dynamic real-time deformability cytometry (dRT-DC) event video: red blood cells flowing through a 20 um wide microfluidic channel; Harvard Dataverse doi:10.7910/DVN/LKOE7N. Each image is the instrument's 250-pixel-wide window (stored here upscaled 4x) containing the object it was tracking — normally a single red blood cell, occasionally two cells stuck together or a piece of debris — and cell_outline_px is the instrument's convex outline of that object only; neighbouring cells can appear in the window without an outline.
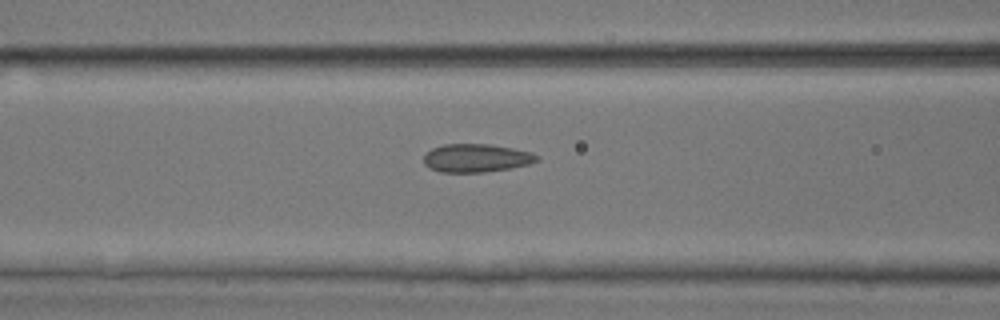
{"species": "common noctule bat (a hibernating species)", "species_latin": "Nyctalus noctula", "temperature_condition": "room temperature", "stored_images_in_passage": 35, "camera_frame_rate_fps": 3000, "um_per_image_px": 0.085, "animal": {"sex": "male", "body_mass_g": 17.9, "forearm_length_mm": 54.2}, "frame": {"image": 1, "passage_image": 11, "time_ms": 3.333, "image_size_px": [1000, 320], "cell_outline_px": [[540, 160], [528, 164], [512, 168], [484, 172], [440, 172], [428, 168], [424, 164], [424, 156], [432, 148], [444, 144], [492, 144], [532, 152], [540, 156]], "centroid_in_image_um": [40.5, 13.43], "position_along_channel_um": 126.1, "area_um2": 18.79}}
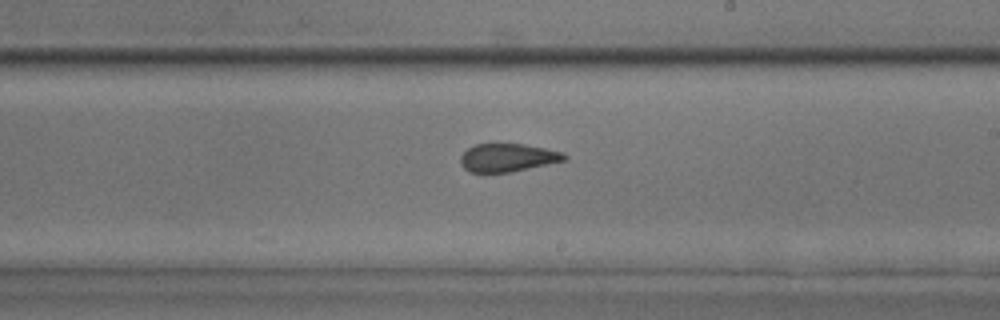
{"frame": {"image": 2, "passage_image": 20, "time_ms": 6.333, "image_size_px": [1000, 320], "cell_outline_px": [[568, 160], [512, 172], [468, 172], [460, 164], [460, 156], [468, 148], [476, 144], [524, 144], [564, 152], [568, 156]], "centroid_in_image_um": [43.18, 13.4], "position_along_channel_um": 245.8, "area_um2": 17.17}}
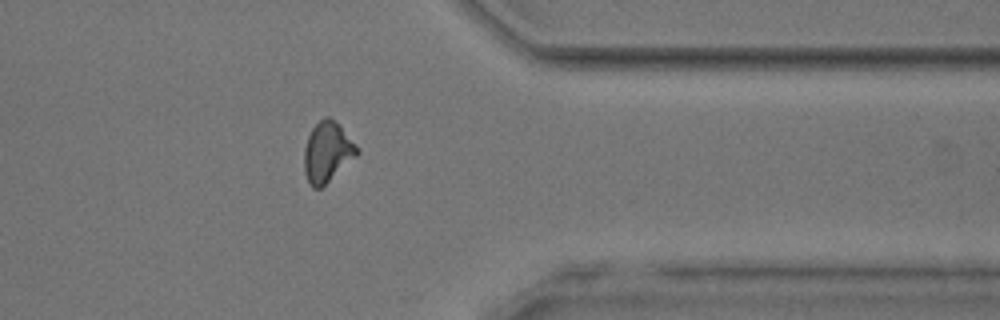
{"frame": {"image": 3, "passage_image": 31, "time_ms": 10.0, "image_size_px": [1000, 320], "cell_outline_px": [[360, 152], [356, 156], [320, 188], [312, 188], [308, 184], [304, 172], [304, 148], [308, 136], [312, 128], [324, 116], [328, 116], [340, 128]], "centroid_in_image_um": [27.75, 12.96], "position_along_channel_um": 383.6, "area_um2": 17.92}}